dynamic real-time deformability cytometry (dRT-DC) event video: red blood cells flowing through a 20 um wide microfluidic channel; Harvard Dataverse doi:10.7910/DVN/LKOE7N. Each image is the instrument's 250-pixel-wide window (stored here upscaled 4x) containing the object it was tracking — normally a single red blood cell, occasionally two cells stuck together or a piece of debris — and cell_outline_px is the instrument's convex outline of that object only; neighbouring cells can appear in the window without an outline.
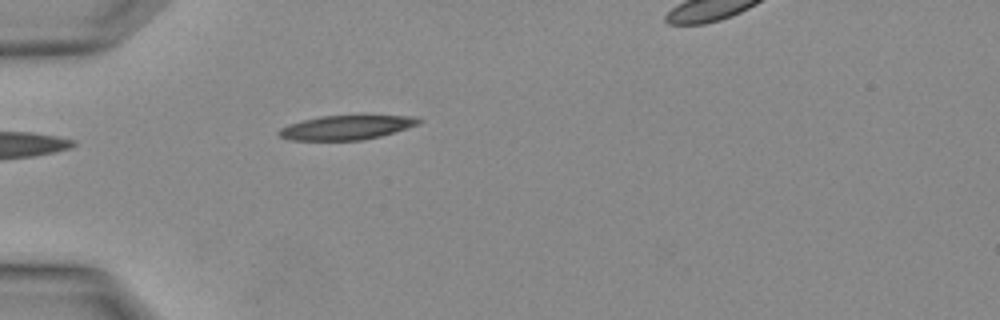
{"species": "Egyptian fruit bat (a non-hibernating species)", "species_latin": "Rousettus aegyptiacus", "temperature_condition": "warm", "stored_images_in_passage": 2, "camera_frame_rate_fps": 3000, "um_per_image_px": 0.085, "animal": {"sex": "female"}, "frame": {"image": 1, "passage_image": 1, "time_ms": 0.0, "image_size_px": [1000, 320], "cell_outline_px": [[424, 120], [420, 124], [396, 132], [380, 136], [360, 140], [288, 140], [280, 136], [276, 132], [280, 128], [288, 124], [320, 116], [412, 116]], "centroid_in_image_um": [29.44, 10.84], "position_along_channel_um": 55.6, "area_um2": 19.71}}